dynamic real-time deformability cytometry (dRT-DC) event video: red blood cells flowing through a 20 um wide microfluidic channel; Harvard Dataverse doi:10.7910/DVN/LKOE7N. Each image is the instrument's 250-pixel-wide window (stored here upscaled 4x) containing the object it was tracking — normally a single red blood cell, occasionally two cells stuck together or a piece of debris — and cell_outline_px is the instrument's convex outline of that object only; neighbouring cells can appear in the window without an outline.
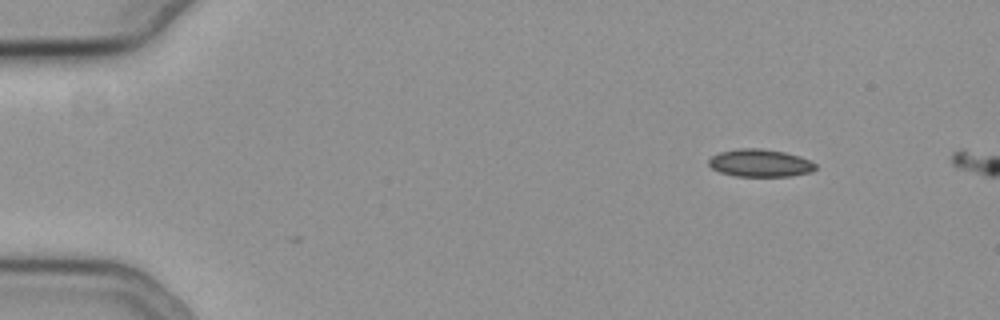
{"species": "common noctule bat (a hibernating species)", "species_latin": "Nyctalus noctula", "temperature_condition": "cold", "stored_images_in_passage": 7, "camera_frame_rate_fps": 3000, "um_per_image_px": 0.085, "animal": {"sex": "female", "body_mass_g": 19.3, "forearm_length_mm": 54.1}, "frame": {"image": 1, "passage_image": 7, "time_ms": 2.0, "image_size_px": [1000, 320], "cell_outline_px": [[816, 168], [812, 172], [792, 176], [736, 176], [720, 172], [712, 168], [708, 164], [708, 160], [712, 156], [720, 152], [740, 148], [760, 148], [784, 152], [800, 156], [816, 164]], "centroid_in_image_um": [64.61, 13.86], "position_along_channel_um": 20.4, "area_um2": 17.17}}